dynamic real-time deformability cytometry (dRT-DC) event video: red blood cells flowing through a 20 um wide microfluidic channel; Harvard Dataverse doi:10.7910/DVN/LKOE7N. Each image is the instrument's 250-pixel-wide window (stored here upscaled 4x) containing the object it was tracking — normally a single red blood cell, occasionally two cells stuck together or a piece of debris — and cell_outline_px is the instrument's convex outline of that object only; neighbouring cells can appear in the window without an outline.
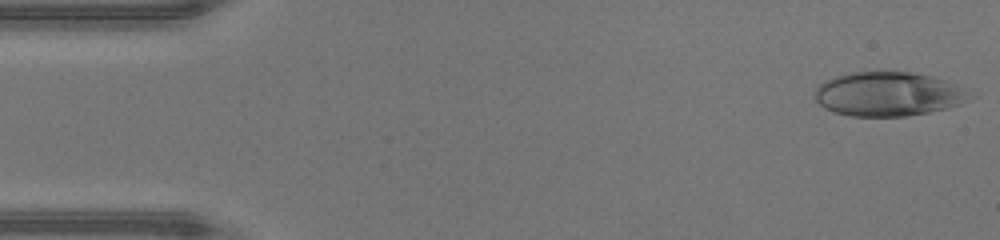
{"species": "human", "species_latin": "Homo sapiens", "temperature_condition": "warm", "stored_images_in_passage": 47, "camera_frame_rate_fps": 3000, "um_per_image_px": 0.085, "donor": {"sex": "male"}, "frame": {"image": 1, "passage_image": 1, "time_ms": 0.0, "image_size_px": [1000, 240], "cell_outline_px": [[976, 96], [960, 104], [948, 108], [928, 112], [904, 116], [852, 116], [832, 112], [824, 108], [816, 100], [816, 88], [824, 80], [836, 76], [852, 72], [912, 72], [944, 80], [956, 84]], "centroid_in_image_um": [75.51, 8.0], "position_along_channel_um": 9.5, "area_um2": 39.77}}
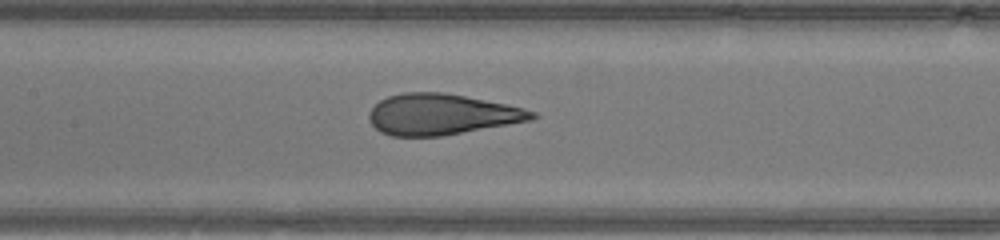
{"frame": {"image": 2, "passage_image": 21, "time_ms": 6.667, "image_size_px": [1000, 240], "cell_outline_px": [[540, 116], [532, 120], [440, 136], [392, 136], [380, 132], [372, 124], [368, 116], [368, 112], [380, 100], [388, 96], [404, 92], [444, 92], [524, 108], [536, 112]], "centroid_in_image_um": [37.52, 9.72], "position_along_channel_um": 169.9, "area_um2": 38.61}}
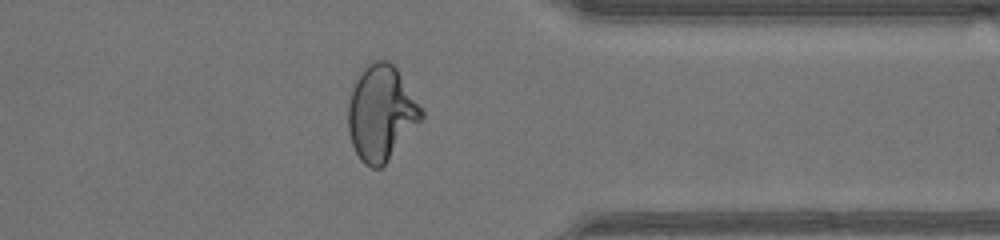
{"frame": {"image": 3, "passage_image": 36, "time_ms": 11.667, "image_size_px": [1000, 240], "cell_outline_px": [[424, 116], [388, 160], [380, 168], [372, 168], [364, 164], [360, 160], [352, 144], [348, 132], [348, 104], [352, 88], [364, 64], [372, 60], [388, 60], [396, 68], [424, 112]], "centroid_in_image_um": [32.36, 9.59], "position_along_channel_um": 379.0, "area_um2": 40.34}}